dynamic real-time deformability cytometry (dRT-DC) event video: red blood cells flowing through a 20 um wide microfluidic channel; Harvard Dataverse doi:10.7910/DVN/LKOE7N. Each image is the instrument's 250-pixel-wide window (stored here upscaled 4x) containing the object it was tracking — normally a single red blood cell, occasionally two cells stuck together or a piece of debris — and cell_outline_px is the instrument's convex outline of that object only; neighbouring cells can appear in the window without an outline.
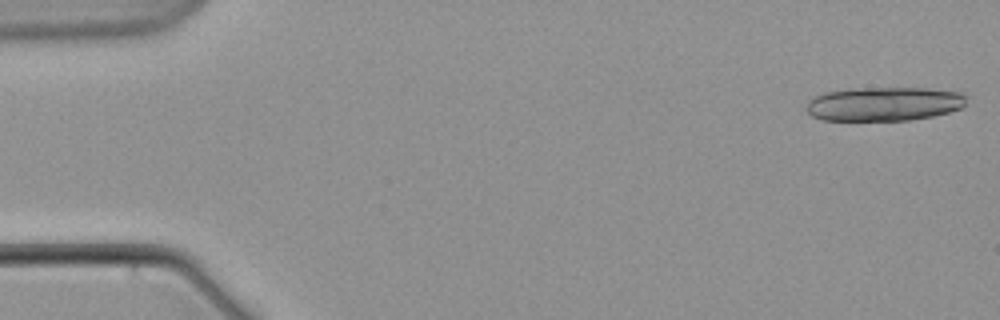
{"species": "common noctule bat (a hibernating species)", "species_latin": "Nyctalus noctula", "temperature_condition": "warm", "stored_images_in_passage": 16, "camera_frame_rate_fps": 3000, "um_per_image_px": 0.085, "animal": {"sex": "male", "body_mass_g": 21.5, "forearm_length_mm": 52.0}, "frame": {"image": 1, "passage_image": 1, "time_ms": 0.0, "image_size_px": [1000, 320], "cell_outline_px": [[968, 96], [964, 108], [932, 116], [908, 120], [820, 120], [812, 116], [804, 108], [804, 104], [812, 96], [824, 92], [852, 88], [928, 88], [964, 92]], "centroid_in_image_um": [75.13, 8.82], "position_along_channel_um": 9.9, "area_um2": 32.31}}